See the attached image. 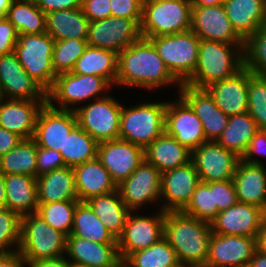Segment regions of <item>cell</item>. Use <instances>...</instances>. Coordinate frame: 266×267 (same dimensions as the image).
<instances>
[{"label": "cell", "mask_w": 266, "mask_h": 267, "mask_svg": "<svg viewBox=\"0 0 266 267\" xmlns=\"http://www.w3.org/2000/svg\"><path fill=\"white\" fill-rule=\"evenodd\" d=\"M20 229L21 217L6 207L0 209V254L18 251ZM14 245L17 249L11 248Z\"/></svg>", "instance_id": "obj_47"}, {"label": "cell", "mask_w": 266, "mask_h": 267, "mask_svg": "<svg viewBox=\"0 0 266 267\" xmlns=\"http://www.w3.org/2000/svg\"><path fill=\"white\" fill-rule=\"evenodd\" d=\"M141 19H126L110 16L90 21L87 43L90 46L107 49L117 54L142 38Z\"/></svg>", "instance_id": "obj_11"}, {"label": "cell", "mask_w": 266, "mask_h": 267, "mask_svg": "<svg viewBox=\"0 0 266 267\" xmlns=\"http://www.w3.org/2000/svg\"><path fill=\"white\" fill-rule=\"evenodd\" d=\"M130 211L123 233L117 238L118 252L124 261L133 252L151 247L164 236L165 211L155 216H141Z\"/></svg>", "instance_id": "obj_12"}, {"label": "cell", "mask_w": 266, "mask_h": 267, "mask_svg": "<svg viewBox=\"0 0 266 267\" xmlns=\"http://www.w3.org/2000/svg\"><path fill=\"white\" fill-rule=\"evenodd\" d=\"M78 202L79 200H70L38 204L36 214L52 228L68 237L72 231L74 213Z\"/></svg>", "instance_id": "obj_42"}, {"label": "cell", "mask_w": 266, "mask_h": 267, "mask_svg": "<svg viewBox=\"0 0 266 267\" xmlns=\"http://www.w3.org/2000/svg\"><path fill=\"white\" fill-rule=\"evenodd\" d=\"M266 155V130H258L251 139L241 160L249 164L264 165V162L259 159L253 158L254 155Z\"/></svg>", "instance_id": "obj_53"}, {"label": "cell", "mask_w": 266, "mask_h": 267, "mask_svg": "<svg viewBox=\"0 0 266 267\" xmlns=\"http://www.w3.org/2000/svg\"><path fill=\"white\" fill-rule=\"evenodd\" d=\"M189 0H147L143 2L140 29L143 38L171 35L191 28Z\"/></svg>", "instance_id": "obj_6"}, {"label": "cell", "mask_w": 266, "mask_h": 267, "mask_svg": "<svg viewBox=\"0 0 266 267\" xmlns=\"http://www.w3.org/2000/svg\"><path fill=\"white\" fill-rule=\"evenodd\" d=\"M98 142L77 125L66 138L64 152H60L65 166L77 165L97 158Z\"/></svg>", "instance_id": "obj_40"}, {"label": "cell", "mask_w": 266, "mask_h": 267, "mask_svg": "<svg viewBox=\"0 0 266 267\" xmlns=\"http://www.w3.org/2000/svg\"><path fill=\"white\" fill-rule=\"evenodd\" d=\"M77 198L87 201L96 195L117 190L109 171L96 158L74 167Z\"/></svg>", "instance_id": "obj_29"}, {"label": "cell", "mask_w": 266, "mask_h": 267, "mask_svg": "<svg viewBox=\"0 0 266 267\" xmlns=\"http://www.w3.org/2000/svg\"><path fill=\"white\" fill-rule=\"evenodd\" d=\"M188 216L211 223L218 215V207L214 206L213 182H199L191 201L182 210Z\"/></svg>", "instance_id": "obj_44"}, {"label": "cell", "mask_w": 266, "mask_h": 267, "mask_svg": "<svg viewBox=\"0 0 266 267\" xmlns=\"http://www.w3.org/2000/svg\"><path fill=\"white\" fill-rule=\"evenodd\" d=\"M5 207L20 217L36 213L37 178L24 174L5 175Z\"/></svg>", "instance_id": "obj_32"}, {"label": "cell", "mask_w": 266, "mask_h": 267, "mask_svg": "<svg viewBox=\"0 0 266 267\" xmlns=\"http://www.w3.org/2000/svg\"><path fill=\"white\" fill-rule=\"evenodd\" d=\"M190 29L201 40L227 44H245V41L237 34L230 23L223 4L192 6Z\"/></svg>", "instance_id": "obj_20"}, {"label": "cell", "mask_w": 266, "mask_h": 267, "mask_svg": "<svg viewBox=\"0 0 266 267\" xmlns=\"http://www.w3.org/2000/svg\"><path fill=\"white\" fill-rule=\"evenodd\" d=\"M167 102L145 103L134 107L122 105L119 139L146 149L165 132Z\"/></svg>", "instance_id": "obj_5"}, {"label": "cell", "mask_w": 266, "mask_h": 267, "mask_svg": "<svg viewBox=\"0 0 266 267\" xmlns=\"http://www.w3.org/2000/svg\"><path fill=\"white\" fill-rule=\"evenodd\" d=\"M37 7L45 14L58 10L74 9L82 6V0H35Z\"/></svg>", "instance_id": "obj_54"}, {"label": "cell", "mask_w": 266, "mask_h": 267, "mask_svg": "<svg viewBox=\"0 0 266 267\" xmlns=\"http://www.w3.org/2000/svg\"><path fill=\"white\" fill-rule=\"evenodd\" d=\"M66 254L70 263L90 267H119L122 262L117 243H97L73 235L67 237Z\"/></svg>", "instance_id": "obj_26"}, {"label": "cell", "mask_w": 266, "mask_h": 267, "mask_svg": "<svg viewBox=\"0 0 266 267\" xmlns=\"http://www.w3.org/2000/svg\"><path fill=\"white\" fill-rule=\"evenodd\" d=\"M111 84L102 77L63 73L56 76L52 88L47 92V103L59 110H72L75 105L99 96V93L110 88ZM53 100L59 105L56 107ZM70 104V105H69Z\"/></svg>", "instance_id": "obj_10"}, {"label": "cell", "mask_w": 266, "mask_h": 267, "mask_svg": "<svg viewBox=\"0 0 266 267\" xmlns=\"http://www.w3.org/2000/svg\"><path fill=\"white\" fill-rule=\"evenodd\" d=\"M235 153L228 151L216 141H208L192 151L194 163L201 182L233 180L238 162Z\"/></svg>", "instance_id": "obj_13"}, {"label": "cell", "mask_w": 266, "mask_h": 267, "mask_svg": "<svg viewBox=\"0 0 266 267\" xmlns=\"http://www.w3.org/2000/svg\"><path fill=\"white\" fill-rule=\"evenodd\" d=\"M18 32L14 25L6 18H0V56L15 52Z\"/></svg>", "instance_id": "obj_51"}, {"label": "cell", "mask_w": 266, "mask_h": 267, "mask_svg": "<svg viewBox=\"0 0 266 267\" xmlns=\"http://www.w3.org/2000/svg\"><path fill=\"white\" fill-rule=\"evenodd\" d=\"M95 102L72 108L78 125L98 143L119 139L122 104L114 97H96Z\"/></svg>", "instance_id": "obj_9"}, {"label": "cell", "mask_w": 266, "mask_h": 267, "mask_svg": "<svg viewBox=\"0 0 266 267\" xmlns=\"http://www.w3.org/2000/svg\"><path fill=\"white\" fill-rule=\"evenodd\" d=\"M87 47V40L72 38L69 40L55 41L52 66L56 75L72 72L75 63Z\"/></svg>", "instance_id": "obj_43"}, {"label": "cell", "mask_w": 266, "mask_h": 267, "mask_svg": "<svg viewBox=\"0 0 266 267\" xmlns=\"http://www.w3.org/2000/svg\"><path fill=\"white\" fill-rule=\"evenodd\" d=\"M249 70L244 66L235 75L205 88L217 107L226 115L248 112Z\"/></svg>", "instance_id": "obj_24"}, {"label": "cell", "mask_w": 266, "mask_h": 267, "mask_svg": "<svg viewBox=\"0 0 266 267\" xmlns=\"http://www.w3.org/2000/svg\"><path fill=\"white\" fill-rule=\"evenodd\" d=\"M111 0H82V10L89 21H97L111 16Z\"/></svg>", "instance_id": "obj_52"}, {"label": "cell", "mask_w": 266, "mask_h": 267, "mask_svg": "<svg viewBox=\"0 0 266 267\" xmlns=\"http://www.w3.org/2000/svg\"><path fill=\"white\" fill-rule=\"evenodd\" d=\"M89 19L81 7L58 10L46 14V32L54 39H88Z\"/></svg>", "instance_id": "obj_33"}, {"label": "cell", "mask_w": 266, "mask_h": 267, "mask_svg": "<svg viewBox=\"0 0 266 267\" xmlns=\"http://www.w3.org/2000/svg\"><path fill=\"white\" fill-rule=\"evenodd\" d=\"M244 66L257 76H266V22L246 41Z\"/></svg>", "instance_id": "obj_45"}, {"label": "cell", "mask_w": 266, "mask_h": 267, "mask_svg": "<svg viewBox=\"0 0 266 267\" xmlns=\"http://www.w3.org/2000/svg\"><path fill=\"white\" fill-rule=\"evenodd\" d=\"M258 249V238L212 234L204 267H248Z\"/></svg>", "instance_id": "obj_15"}, {"label": "cell", "mask_w": 266, "mask_h": 267, "mask_svg": "<svg viewBox=\"0 0 266 267\" xmlns=\"http://www.w3.org/2000/svg\"><path fill=\"white\" fill-rule=\"evenodd\" d=\"M266 212L255 205L237 202L211 221L215 234L258 238Z\"/></svg>", "instance_id": "obj_19"}, {"label": "cell", "mask_w": 266, "mask_h": 267, "mask_svg": "<svg viewBox=\"0 0 266 267\" xmlns=\"http://www.w3.org/2000/svg\"><path fill=\"white\" fill-rule=\"evenodd\" d=\"M85 202L116 238L123 233L127 217L131 210L121 199L118 190L93 196Z\"/></svg>", "instance_id": "obj_34"}, {"label": "cell", "mask_w": 266, "mask_h": 267, "mask_svg": "<svg viewBox=\"0 0 266 267\" xmlns=\"http://www.w3.org/2000/svg\"><path fill=\"white\" fill-rule=\"evenodd\" d=\"M97 159L118 186L145 160V149L121 139L104 141L98 143Z\"/></svg>", "instance_id": "obj_17"}, {"label": "cell", "mask_w": 266, "mask_h": 267, "mask_svg": "<svg viewBox=\"0 0 266 267\" xmlns=\"http://www.w3.org/2000/svg\"><path fill=\"white\" fill-rule=\"evenodd\" d=\"M54 39L47 33L20 34L15 53L24 70L48 92L55 81L52 66Z\"/></svg>", "instance_id": "obj_8"}, {"label": "cell", "mask_w": 266, "mask_h": 267, "mask_svg": "<svg viewBox=\"0 0 266 267\" xmlns=\"http://www.w3.org/2000/svg\"><path fill=\"white\" fill-rule=\"evenodd\" d=\"M37 177L65 166L59 151L37 146Z\"/></svg>", "instance_id": "obj_49"}, {"label": "cell", "mask_w": 266, "mask_h": 267, "mask_svg": "<svg viewBox=\"0 0 266 267\" xmlns=\"http://www.w3.org/2000/svg\"><path fill=\"white\" fill-rule=\"evenodd\" d=\"M69 267H90V266L80 264V263H70L69 262Z\"/></svg>", "instance_id": "obj_64"}, {"label": "cell", "mask_w": 266, "mask_h": 267, "mask_svg": "<svg viewBox=\"0 0 266 267\" xmlns=\"http://www.w3.org/2000/svg\"><path fill=\"white\" fill-rule=\"evenodd\" d=\"M248 113L259 130H266V76L253 75L249 71Z\"/></svg>", "instance_id": "obj_46"}, {"label": "cell", "mask_w": 266, "mask_h": 267, "mask_svg": "<svg viewBox=\"0 0 266 267\" xmlns=\"http://www.w3.org/2000/svg\"><path fill=\"white\" fill-rule=\"evenodd\" d=\"M148 39L173 77L180 84H185L197 66L201 39L191 29Z\"/></svg>", "instance_id": "obj_7"}, {"label": "cell", "mask_w": 266, "mask_h": 267, "mask_svg": "<svg viewBox=\"0 0 266 267\" xmlns=\"http://www.w3.org/2000/svg\"><path fill=\"white\" fill-rule=\"evenodd\" d=\"M161 172L144 160L137 169L118 186L117 190L131 211L161 198Z\"/></svg>", "instance_id": "obj_16"}, {"label": "cell", "mask_w": 266, "mask_h": 267, "mask_svg": "<svg viewBox=\"0 0 266 267\" xmlns=\"http://www.w3.org/2000/svg\"><path fill=\"white\" fill-rule=\"evenodd\" d=\"M70 235L97 243H117V238L85 201H79L76 206Z\"/></svg>", "instance_id": "obj_37"}, {"label": "cell", "mask_w": 266, "mask_h": 267, "mask_svg": "<svg viewBox=\"0 0 266 267\" xmlns=\"http://www.w3.org/2000/svg\"><path fill=\"white\" fill-rule=\"evenodd\" d=\"M223 6L234 30L244 41L266 22V0H224Z\"/></svg>", "instance_id": "obj_28"}, {"label": "cell", "mask_w": 266, "mask_h": 267, "mask_svg": "<svg viewBox=\"0 0 266 267\" xmlns=\"http://www.w3.org/2000/svg\"><path fill=\"white\" fill-rule=\"evenodd\" d=\"M143 0H111V16L142 19Z\"/></svg>", "instance_id": "obj_50"}, {"label": "cell", "mask_w": 266, "mask_h": 267, "mask_svg": "<svg viewBox=\"0 0 266 267\" xmlns=\"http://www.w3.org/2000/svg\"><path fill=\"white\" fill-rule=\"evenodd\" d=\"M192 151L165 132L145 149V160L161 173L191 162Z\"/></svg>", "instance_id": "obj_31"}, {"label": "cell", "mask_w": 266, "mask_h": 267, "mask_svg": "<svg viewBox=\"0 0 266 267\" xmlns=\"http://www.w3.org/2000/svg\"><path fill=\"white\" fill-rule=\"evenodd\" d=\"M180 97L192 108L202 122L207 141H216L228 124L229 116L215 104L206 89H198L181 84L178 89Z\"/></svg>", "instance_id": "obj_23"}, {"label": "cell", "mask_w": 266, "mask_h": 267, "mask_svg": "<svg viewBox=\"0 0 266 267\" xmlns=\"http://www.w3.org/2000/svg\"><path fill=\"white\" fill-rule=\"evenodd\" d=\"M191 6H213L223 4L224 0H189Z\"/></svg>", "instance_id": "obj_61"}, {"label": "cell", "mask_w": 266, "mask_h": 267, "mask_svg": "<svg viewBox=\"0 0 266 267\" xmlns=\"http://www.w3.org/2000/svg\"><path fill=\"white\" fill-rule=\"evenodd\" d=\"M174 103H167L165 111V133L175 138L190 151L208 142L202 122L192 108L178 95Z\"/></svg>", "instance_id": "obj_18"}, {"label": "cell", "mask_w": 266, "mask_h": 267, "mask_svg": "<svg viewBox=\"0 0 266 267\" xmlns=\"http://www.w3.org/2000/svg\"><path fill=\"white\" fill-rule=\"evenodd\" d=\"M233 182L238 202L255 205L266 212L265 165L238 162Z\"/></svg>", "instance_id": "obj_27"}, {"label": "cell", "mask_w": 266, "mask_h": 267, "mask_svg": "<svg viewBox=\"0 0 266 267\" xmlns=\"http://www.w3.org/2000/svg\"><path fill=\"white\" fill-rule=\"evenodd\" d=\"M14 0H0V18L6 17Z\"/></svg>", "instance_id": "obj_62"}, {"label": "cell", "mask_w": 266, "mask_h": 267, "mask_svg": "<svg viewBox=\"0 0 266 267\" xmlns=\"http://www.w3.org/2000/svg\"><path fill=\"white\" fill-rule=\"evenodd\" d=\"M4 98L5 97L3 95L2 89L0 88V106H1L2 102L5 100Z\"/></svg>", "instance_id": "obj_65"}, {"label": "cell", "mask_w": 266, "mask_h": 267, "mask_svg": "<svg viewBox=\"0 0 266 267\" xmlns=\"http://www.w3.org/2000/svg\"><path fill=\"white\" fill-rule=\"evenodd\" d=\"M117 60L116 52L88 45L75 63L72 73L99 76L113 86L117 77Z\"/></svg>", "instance_id": "obj_35"}, {"label": "cell", "mask_w": 266, "mask_h": 267, "mask_svg": "<svg viewBox=\"0 0 266 267\" xmlns=\"http://www.w3.org/2000/svg\"><path fill=\"white\" fill-rule=\"evenodd\" d=\"M200 182L194 163L168 170L161 174V197L167 200L159 209L182 211L191 201Z\"/></svg>", "instance_id": "obj_22"}, {"label": "cell", "mask_w": 266, "mask_h": 267, "mask_svg": "<svg viewBox=\"0 0 266 267\" xmlns=\"http://www.w3.org/2000/svg\"><path fill=\"white\" fill-rule=\"evenodd\" d=\"M24 265H28V262L19 251L0 254V267H24Z\"/></svg>", "instance_id": "obj_56"}, {"label": "cell", "mask_w": 266, "mask_h": 267, "mask_svg": "<svg viewBox=\"0 0 266 267\" xmlns=\"http://www.w3.org/2000/svg\"><path fill=\"white\" fill-rule=\"evenodd\" d=\"M6 18L20 34L46 32V14L37 7L35 0H14Z\"/></svg>", "instance_id": "obj_39"}, {"label": "cell", "mask_w": 266, "mask_h": 267, "mask_svg": "<svg viewBox=\"0 0 266 267\" xmlns=\"http://www.w3.org/2000/svg\"><path fill=\"white\" fill-rule=\"evenodd\" d=\"M258 249L266 253V217L258 237Z\"/></svg>", "instance_id": "obj_59"}, {"label": "cell", "mask_w": 266, "mask_h": 267, "mask_svg": "<svg viewBox=\"0 0 266 267\" xmlns=\"http://www.w3.org/2000/svg\"><path fill=\"white\" fill-rule=\"evenodd\" d=\"M47 100L6 99L0 106V127L22 139L33 138L40 109Z\"/></svg>", "instance_id": "obj_25"}, {"label": "cell", "mask_w": 266, "mask_h": 267, "mask_svg": "<svg viewBox=\"0 0 266 267\" xmlns=\"http://www.w3.org/2000/svg\"><path fill=\"white\" fill-rule=\"evenodd\" d=\"M0 88L6 99L47 100V92L24 70L15 52L0 56Z\"/></svg>", "instance_id": "obj_21"}, {"label": "cell", "mask_w": 266, "mask_h": 267, "mask_svg": "<svg viewBox=\"0 0 266 267\" xmlns=\"http://www.w3.org/2000/svg\"><path fill=\"white\" fill-rule=\"evenodd\" d=\"M66 244L67 236L52 228L36 213L21 217L18 251L26 261L63 257Z\"/></svg>", "instance_id": "obj_4"}, {"label": "cell", "mask_w": 266, "mask_h": 267, "mask_svg": "<svg viewBox=\"0 0 266 267\" xmlns=\"http://www.w3.org/2000/svg\"><path fill=\"white\" fill-rule=\"evenodd\" d=\"M66 256L52 259H43L37 261H27L28 267H69V261Z\"/></svg>", "instance_id": "obj_57"}, {"label": "cell", "mask_w": 266, "mask_h": 267, "mask_svg": "<svg viewBox=\"0 0 266 267\" xmlns=\"http://www.w3.org/2000/svg\"><path fill=\"white\" fill-rule=\"evenodd\" d=\"M214 206L224 211L238 202L233 180L213 182Z\"/></svg>", "instance_id": "obj_48"}, {"label": "cell", "mask_w": 266, "mask_h": 267, "mask_svg": "<svg viewBox=\"0 0 266 267\" xmlns=\"http://www.w3.org/2000/svg\"><path fill=\"white\" fill-rule=\"evenodd\" d=\"M244 47L245 44L200 40L197 66L185 84L205 89L235 75L244 67Z\"/></svg>", "instance_id": "obj_3"}, {"label": "cell", "mask_w": 266, "mask_h": 267, "mask_svg": "<svg viewBox=\"0 0 266 267\" xmlns=\"http://www.w3.org/2000/svg\"><path fill=\"white\" fill-rule=\"evenodd\" d=\"M78 125L75 111L59 110L48 103L40 109L33 139L37 146L64 152V143Z\"/></svg>", "instance_id": "obj_14"}, {"label": "cell", "mask_w": 266, "mask_h": 267, "mask_svg": "<svg viewBox=\"0 0 266 267\" xmlns=\"http://www.w3.org/2000/svg\"><path fill=\"white\" fill-rule=\"evenodd\" d=\"M21 140L16 133L0 127V157L16 147Z\"/></svg>", "instance_id": "obj_55"}, {"label": "cell", "mask_w": 266, "mask_h": 267, "mask_svg": "<svg viewBox=\"0 0 266 267\" xmlns=\"http://www.w3.org/2000/svg\"><path fill=\"white\" fill-rule=\"evenodd\" d=\"M209 222L188 216L182 211H166L164 238L175 250L178 261L205 266L212 237Z\"/></svg>", "instance_id": "obj_2"}, {"label": "cell", "mask_w": 266, "mask_h": 267, "mask_svg": "<svg viewBox=\"0 0 266 267\" xmlns=\"http://www.w3.org/2000/svg\"><path fill=\"white\" fill-rule=\"evenodd\" d=\"M171 83L181 86L149 39L142 37L118 53L116 85L154 90Z\"/></svg>", "instance_id": "obj_1"}, {"label": "cell", "mask_w": 266, "mask_h": 267, "mask_svg": "<svg viewBox=\"0 0 266 267\" xmlns=\"http://www.w3.org/2000/svg\"><path fill=\"white\" fill-rule=\"evenodd\" d=\"M70 200H78L74 168L66 166L37 177L38 204Z\"/></svg>", "instance_id": "obj_30"}, {"label": "cell", "mask_w": 266, "mask_h": 267, "mask_svg": "<svg viewBox=\"0 0 266 267\" xmlns=\"http://www.w3.org/2000/svg\"><path fill=\"white\" fill-rule=\"evenodd\" d=\"M37 143L33 138L22 139L0 157V172L4 175L24 174L37 178Z\"/></svg>", "instance_id": "obj_38"}, {"label": "cell", "mask_w": 266, "mask_h": 267, "mask_svg": "<svg viewBox=\"0 0 266 267\" xmlns=\"http://www.w3.org/2000/svg\"><path fill=\"white\" fill-rule=\"evenodd\" d=\"M248 267H266V253L257 249L250 259Z\"/></svg>", "instance_id": "obj_58"}, {"label": "cell", "mask_w": 266, "mask_h": 267, "mask_svg": "<svg viewBox=\"0 0 266 267\" xmlns=\"http://www.w3.org/2000/svg\"><path fill=\"white\" fill-rule=\"evenodd\" d=\"M171 267H202L195 263H189L184 261H177L173 266Z\"/></svg>", "instance_id": "obj_63"}, {"label": "cell", "mask_w": 266, "mask_h": 267, "mask_svg": "<svg viewBox=\"0 0 266 267\" xmlns=\"http://www.w3.org/2000/svg\"><path fill=\"white\" fill-rule=\"evenodd\" d=\"M119 267H128L123 261L119 264Z\"/></svg>", "instance_id": "obj_66"}, {"label": "cell", "mask_w": 266, "mask_h": 267, "mask_svg": "<svg viewBox=\"0 0 266 267\" xmlns=\"http://www.w3.org/2000/svg\"><path fill=\"white\" fill-rule=\"evenodd\" d=\"M177 261L175 250L163 237L151 247L133 252L123 262L128 267H171Z\"/></svg>", "instance_id": "obj_41"}, {"label": "cell", "mask_w": 266, "mask_h": 267, "mask_svg": "<svg viewBox=\"0 0 266 267\" xmlns=\"http://www.w3.org/2000/svg\"><path fill=\"white\" fill-rule=\"evenodd\" d=\"M258 130L256 122L248 112L232 115L216 142L242 158Z\"/></svg>", "instance_id": "obj_36"}, {"label": "cell", "mask_w": 266, "mask_h": 267, "mask_svg": "<svg viewBox=\"0 0 266 267\" xmlns=\"http://www.w3.org/2000/svg\"><path fill=\"white\" fill-rule=\"evenodd\" d=\"M6 191H5V175L0 172V209L5 208Z\"/></svg>", "instance_id": "obj_60"}]
</instances>
